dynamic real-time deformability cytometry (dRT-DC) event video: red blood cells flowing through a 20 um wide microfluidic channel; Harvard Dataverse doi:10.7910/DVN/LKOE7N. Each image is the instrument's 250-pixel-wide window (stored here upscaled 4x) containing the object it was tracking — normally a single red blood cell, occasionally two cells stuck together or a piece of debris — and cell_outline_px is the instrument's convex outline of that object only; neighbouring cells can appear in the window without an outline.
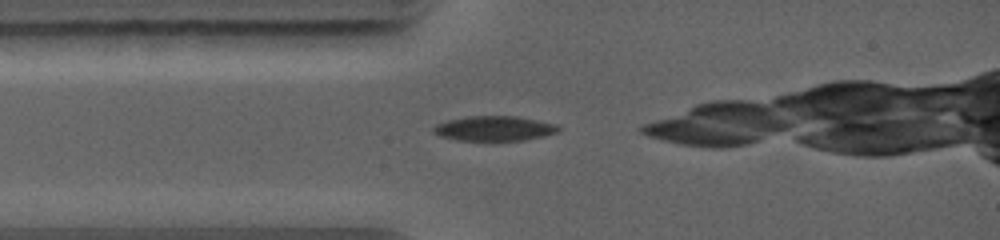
{"species": "common noctule bat (a hibernating species)", "species_latin": "Nyctalus noctula", "temperature_condition": "warm", "stored_images_in_passage": 1, "camera_frame_rate_fps": 5000, "um_per_image_px": 0.085, "animal": {"sex": "female", "body_mass_g": 19.0, "forearm_length_mm": 56.7}, "frame": {"image": 1, "passage_image": 1, "time_ms": 0.0, "image_size_px": [1000, 240], "cell_outline_px": [[560, 132], [544, 136], [524, 140], [456, 140], [440, 136], [432, 132], [432, 128], [436, 124], [448, 120], [468, 116], [520, 116], [560, 124]], "centroid_in_image_um": [42.07, 10.91], "position_along_channel_um": 42.9, "area_um2": 18.38}}